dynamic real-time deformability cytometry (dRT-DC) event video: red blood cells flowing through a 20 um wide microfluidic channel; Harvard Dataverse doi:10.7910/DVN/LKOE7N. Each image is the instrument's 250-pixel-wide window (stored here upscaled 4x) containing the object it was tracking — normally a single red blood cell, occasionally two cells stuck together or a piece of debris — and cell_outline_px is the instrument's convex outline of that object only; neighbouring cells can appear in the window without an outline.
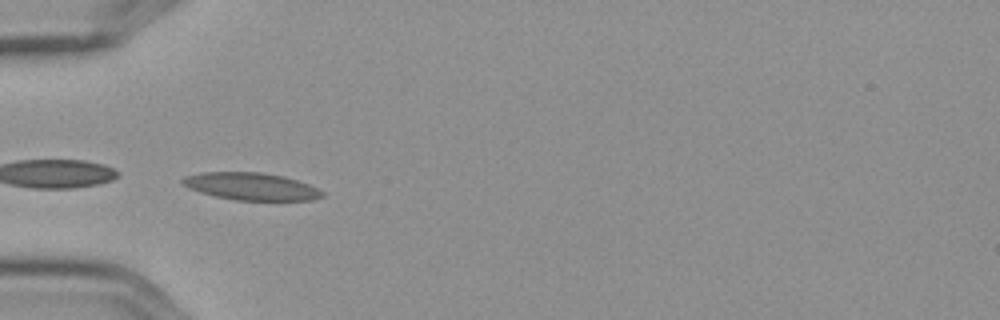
{"species": "Egyptian fruit bat (a non-hibernating species)", "species_latin": "Rousettus aegyptiacus", "temperature_condition": "cold", "stored_images_in_passage": 10, "camera_frame_rate_fps": 3000, "um_per_image_px": 0.085, "frame": {"image": 1, "passage_image": 6, "time_ms": 1.667, "image_size_px": [1000, 320], "cell_outline_px": [[324, 196], [312, 200], [236, 200], [216, 196], [200, 192], [188, 188], [180, 180], [184, 176], [200, 172], [260, 172], [284, 176], [308, 184], [324, 192]], "centroid_in_image_um": [21.33, 15.84], "position_along_channel_um": 63.7, "area_um2": 22.2}}
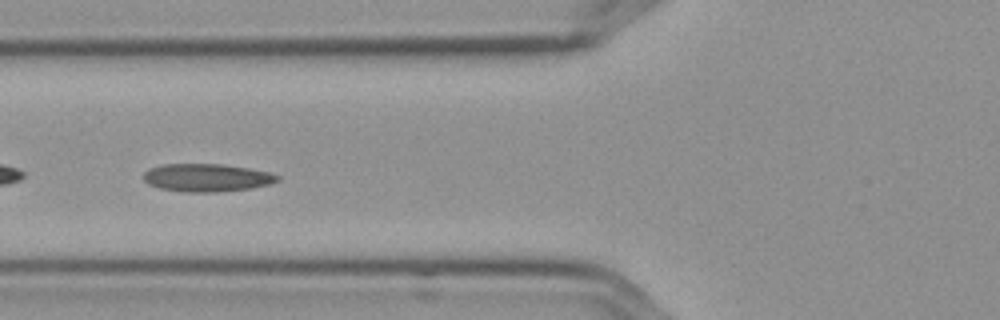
{"frame": {"image": 2, "passage_image": 7, "time_ms": 2.0, "image_size_px": [1000, 320], "cell_outline_px": [[280, 180], [268, 184], [252, 188], [216, 192], [184, 192], [160, 188], [148, 184], [144, 180], [144, 172], [148, 168], [164, 164], [220, 164], [248, 168], [268, 172], [280, 176]], "centroid_in_image_um": [17.56, 15.1], "position_along_channel_um": 108.2, "area_um2": 21.73}}
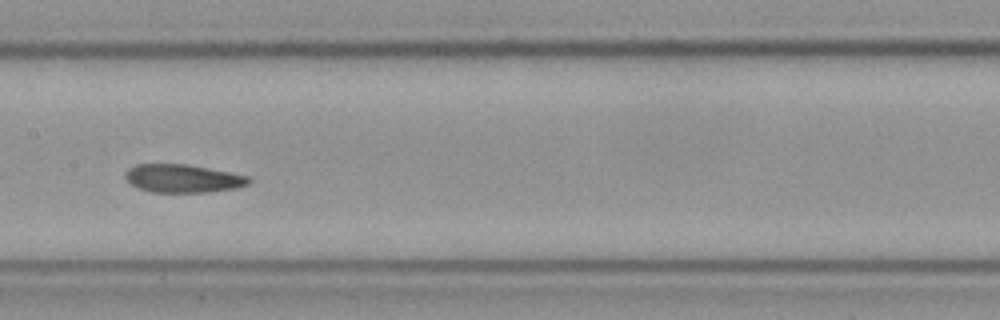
{"frame": {"image": 3, "passage_image": 9, "time_ms": 2.667, "image_size_px": [1000, 320], "cell_outline_px": [[252, 180], [248, 184], [236, 188], [208, 192], [152, 192], [140, 188], [132, 184], [124, 176], [128, 168], [136, 164], [188, 164], [248, 176]], "centroid_in_image_um": [15.55, 15.16], "position_along_channel_um": 191.9, "area_um2": 20.11}}